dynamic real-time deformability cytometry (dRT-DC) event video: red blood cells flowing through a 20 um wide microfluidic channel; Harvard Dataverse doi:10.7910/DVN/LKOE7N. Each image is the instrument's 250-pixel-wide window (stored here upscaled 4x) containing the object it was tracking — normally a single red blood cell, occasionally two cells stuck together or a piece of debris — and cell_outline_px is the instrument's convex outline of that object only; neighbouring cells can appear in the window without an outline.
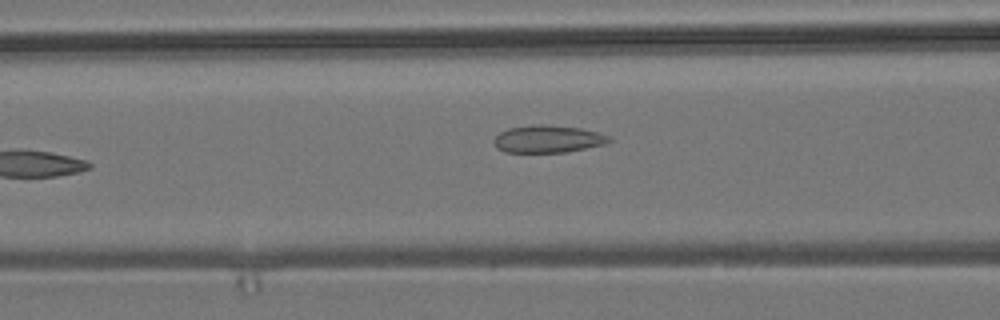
{"species": "common noctule bat (a hibernating species)", "species_latin": "Nyctalus noctula", "temperature_condition": "room temperature", "stored_images_in_passage": 8, "camera_frame_rate_fps": 3000, "um_per_image_px": 0.085, "animal": {"sex": "male", "body_mass_g": 19.2, "forearm_length_mm": 51.8}, "frame": {"image": 1, "passage_image": 8, "time_ms": 2.333, "image_size_px": [1000, 320], "cell_outline_px": [[612, 140], [604, 144], [564, 152], [504, 152], [496, 148], [492, 140], [500, 132], [508, 128], [540, 124], [544, 124], [580, 128], [596, 132], [608, 136]], "centroid_in_image_um": [46.51, 11.81], "position_along_channel_um": 120.1, "area_um2": 18.21}}